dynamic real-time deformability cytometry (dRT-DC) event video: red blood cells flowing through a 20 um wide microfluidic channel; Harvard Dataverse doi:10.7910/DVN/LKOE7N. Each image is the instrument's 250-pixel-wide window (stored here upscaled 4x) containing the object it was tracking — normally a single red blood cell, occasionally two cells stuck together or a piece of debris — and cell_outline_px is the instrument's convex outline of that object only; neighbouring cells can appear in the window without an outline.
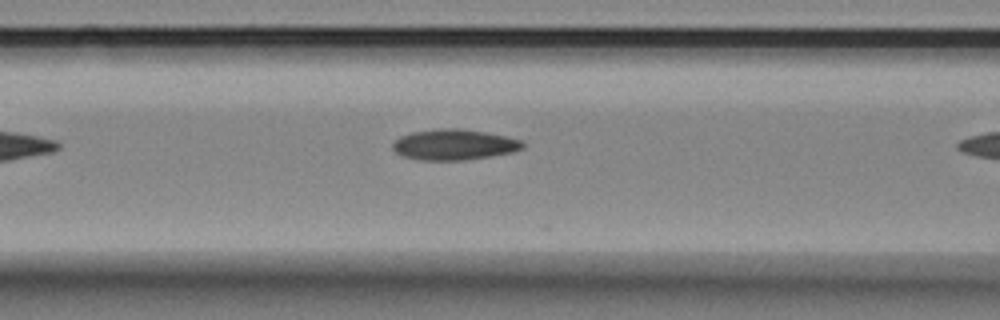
{"species": "Egyptian fruit bat (a non-hibernating species)", "species_latin": "Rousettus aegyptiacus", "temperature_condition": "room temperature", "stored_images_in_passage": 9, "camera_frame_rate_fps": 3000, "um_per_image_px": 0.085, "animal": {"sex": "female"}, "frame": {"image": 1, "passage_image": 8, "time_ms": 2.333, "image_size_px": [1000, 320], "cell_outline_px": [[524, 148], [512, 152], [464, 160], [420, 160], [404, 156], [396, 152], [392, 148], [392, 144], [400, 136], [412, 132], [436, 128], [460, 128], [508, 136], [524, 140]], "centroid_in_image_um": [38.62, 12.28], "position_along_channel_um": 128.0, "area_um2": 23.29}}